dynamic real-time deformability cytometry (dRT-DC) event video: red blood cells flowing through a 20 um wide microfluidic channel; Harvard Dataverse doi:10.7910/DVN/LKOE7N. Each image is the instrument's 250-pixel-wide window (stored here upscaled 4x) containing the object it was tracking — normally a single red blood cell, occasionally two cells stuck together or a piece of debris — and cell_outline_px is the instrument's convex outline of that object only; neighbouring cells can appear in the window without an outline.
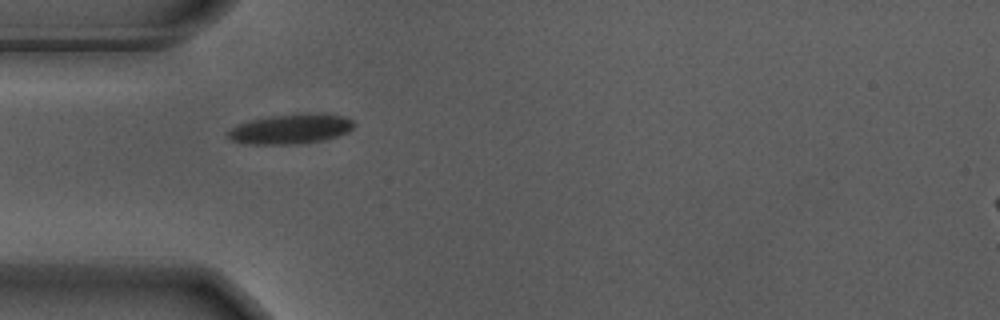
{"species": "Egyptian fruit bat (a non-hibernating species)", "species_latin": "Rousettus aegyptiacus", "temperature_condition": "warm", "stored_images_in_passage": 4, "camera_frame_rate_fps": 3000, "um_per_image_px": 0.085, "animal": {"sex": "male"}, "frame": {"image": 1, "passage_image": 1, "time_ms": 0.0, "image_size_px": [1000, 320], "cell_outline_px": [[356, 124], [348, 132], [336, 136], [320, 140], [296, 144], [248, 144], [232, 140], [228, 136], [228, 132], [232, 128], [240, 124], [252, 120], [268, 116], [344, 116], [352, 120]], "centroid_in_image_um": [24.67, 11.01], "position_along_channel_um": 60.3, "area_um2": 20.63}}
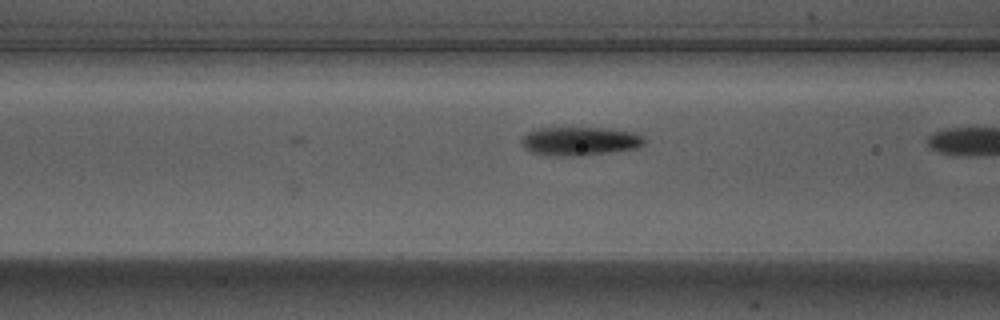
{"frame": {"image": 2, "passage_image": 3, "time_ms": 0.667, "image_size_px": [1000, 320], "cell_outline_px": [[644, 144], [636, 148], [572, 156], [568, 156], [532, 152], [524, 148], [520, 144], [520, 140], [528, 132], [540, 128], [604, 128], [636, 132], [644, 140]], "centroid_in_image_um": [49.26, 11.98], "position_along_channel_um": 117.3, "area_um2": 19.94}}